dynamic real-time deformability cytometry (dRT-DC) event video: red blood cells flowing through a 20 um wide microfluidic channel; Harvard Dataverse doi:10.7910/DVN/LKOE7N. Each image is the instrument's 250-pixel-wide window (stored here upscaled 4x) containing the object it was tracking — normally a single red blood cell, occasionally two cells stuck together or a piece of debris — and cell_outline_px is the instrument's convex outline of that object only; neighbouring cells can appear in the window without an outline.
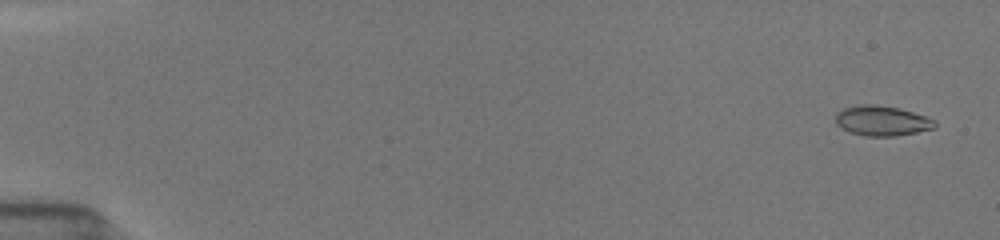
{"species": "common noctule bat (a hibernating species)", "species_latin": "Nyctalus noctula", "temperature_condition": "room temperature", "stored_images_in_passage": 54, "camera_frame_rate_fps": 3000, "um_per_image_px": 0.085, "animal": {"sex": "female", "body_mass_g": 19.5, "forearm_length_mm": 54.1}, "frame": {"image": 1, "passage_image": 3, "time_ms": 0.667, "image_size_px": [1000, 240], "cell_outline_px": [[936, 128], [896, 136], [864, 136], [852, 132], [836, 124], [836, 112], [844, 108], [864, 104], [876, 104], [896, 108], [912, 112], [936, 120]], "centroid_in_image_um": [74.98, 10.27], "position_along_channel_um": 10.0, "area_um2": 17.17}}
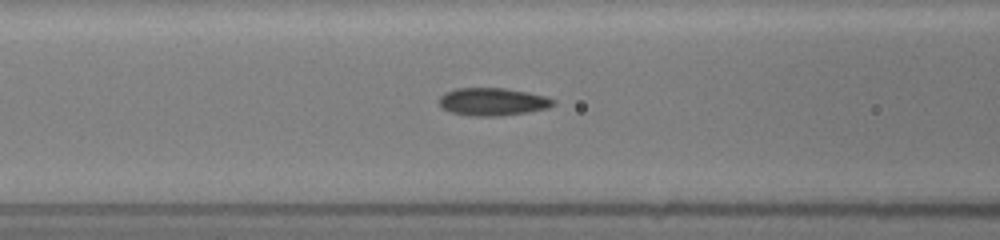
{"frame": {"image": 2, "passage_image": 24, "time_ms": 7.667, "image_size_px": [1000, 240], "cell_outline_px": [[556, 104], [548, 108], [528, 112], [500, 116], [468, 116], [452, 112], [444, 108], [440, 104], [440, 96], [444, 92], [456, 88], [504, 88], [528, 92], [548, 96], [556, 100]], "centroid_in_image_um": [41.93, 8.64], "position_along_channel_um": 124.7, "area_um2": 18.61}}
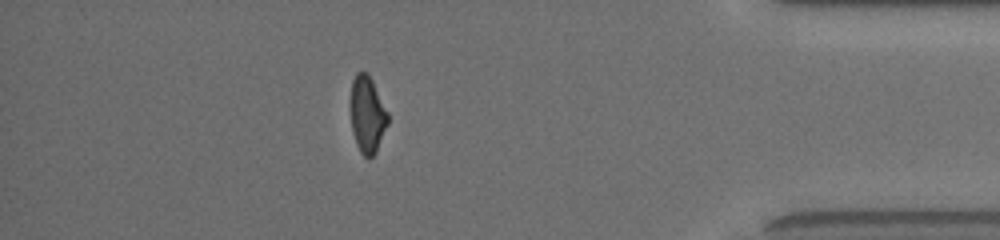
{"frame": {"image": 3, "passage_image": 48, "time_ms": 15.667, "image_size_px": [1000, 240], "cell_outline_px": [[388, 124], [376, 152], [368, 160], [360, 152], [356, 144], [352, 132], [348, 104], [352, 80], [356, 72], [368, 72], [388, 112]], "centroid_in_image_um": [31.18, 9.72], "position_along_channel_um": 404.0, "area_um2": 17.28}, "authors_computed_cell_mechanics": {"area_um2": 17.4845, "velocity_mm_per_s": 3.9207, "shape_relaxation_time_tau1_ms": 4.029, "shape_relaxation_time_tau2_ms": 1.3046, "deformation_change_tau1": 0.1497, "deformation_change_tau2": 0.0789}}